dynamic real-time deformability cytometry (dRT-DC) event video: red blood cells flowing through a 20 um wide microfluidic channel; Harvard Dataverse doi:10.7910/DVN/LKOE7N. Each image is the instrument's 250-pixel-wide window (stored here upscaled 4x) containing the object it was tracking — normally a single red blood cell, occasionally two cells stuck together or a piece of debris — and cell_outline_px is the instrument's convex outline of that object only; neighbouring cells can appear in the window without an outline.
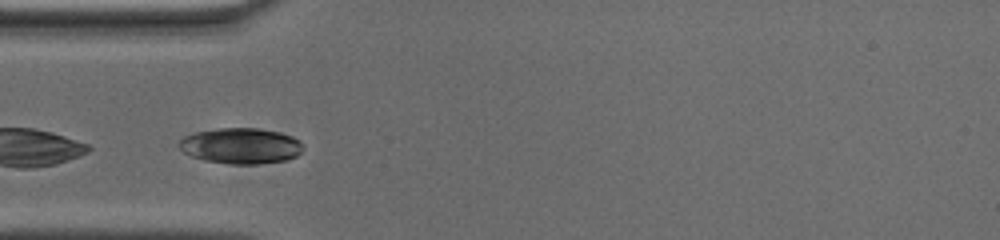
{"species": "common noctule bat (a hibernating species)", "species_latin": "Nyctalus noctula", "temperature_condition": "cold", "stored_images_in_passage": 27, "camera_frame_rate_fps": 3000, "um_per_image_px": 0.085, "animal": {"sex": "male", "body_mass_g": 20.0, "forearm_length_mm": 53.3}, "frame": {"image": 1, "passage_image": 1, "time_ms": 0.0, "image_size_px": [1000, 240], "cell_outline_px": [[304, 148], [296, 156], [284, 160], [256, 164], [228, 164], [204, 160], [192, 156], [184, 152], [176, 144], [184, 136], [196, 132], [216, 128], [256, 128], [276, 132], [292, 136], [300, 140], [304, 144]], "centroid_in_image_um": [20.46, 12.39], "position_along_channel_um": 64.5, "area_um2": 25.84}}
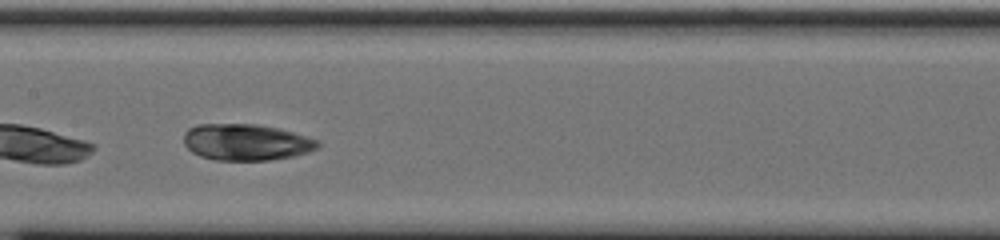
{"frame": {"image": 2, "passage_image": 11, "time_ms": 3.333, "image_size_px": [1000, 240], "cell_outline_px": [[320, 144], [316, 148], [308, 152], [296, 156], [268, 160], [216, 160], [200, 156], [192, 152], [184, 144], [184, 132], [188, 128], [196, 124], [256, 124], [280, 128], [320, 140]], "centroid_in_image_um": [20.93, 12.08], "position_along_channel_um": 186.5, "area_um2": 28.67}}
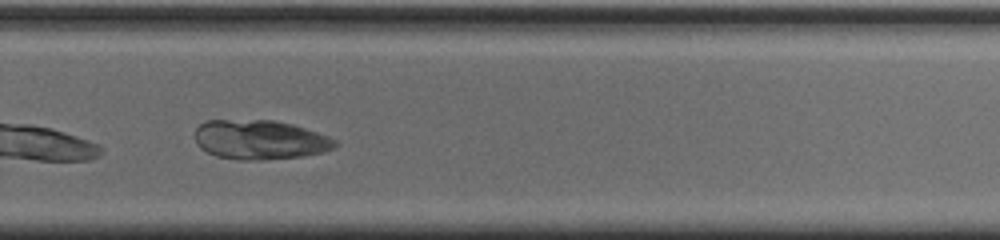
{"frame": {"image": 3, "passage_image": 21, "time_ms": 6.667, "image_size_px": [1000, 240], "cell_outline_px": [[340, 144], [336, 148], [324, 152], [304, 156], [260, 160], [240, 160], [216, 156], [200, 148], [196, 144], [196, 128], [204, 120], [272, 120], [292, 124], [328, 136], [336, 140]], "centroid_in_image_um": [22.11, 11.88], "position_along_channel_um": 307.7, "area_um2": 32.37}, "authors_computed_cell_mechanics": {"area_um2": 28.6688, "velocity_mm_per_s": 3.6438, "shape_relaxation_time_tau1_ms": null, "shape_relaxation_time_tau2_ms": 1.448, "deformation_change_tau1": null, "deformation_change_tau2": 0.0396}}